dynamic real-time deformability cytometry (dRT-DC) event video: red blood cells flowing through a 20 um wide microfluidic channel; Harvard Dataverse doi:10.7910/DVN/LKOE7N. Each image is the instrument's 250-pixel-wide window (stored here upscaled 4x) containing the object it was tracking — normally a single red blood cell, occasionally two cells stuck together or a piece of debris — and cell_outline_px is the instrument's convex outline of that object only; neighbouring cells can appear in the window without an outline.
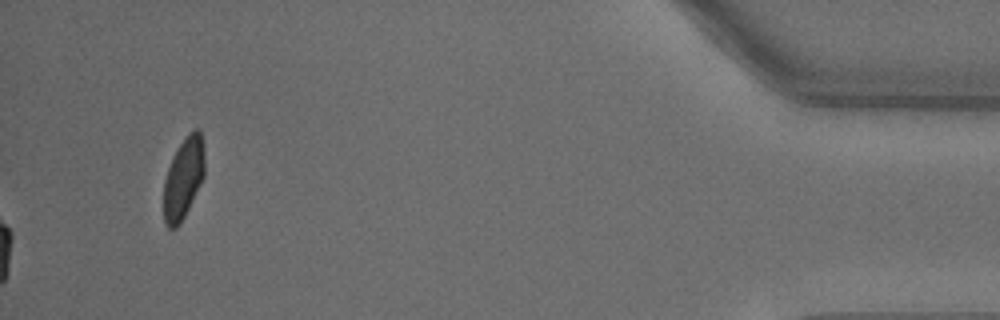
{"species": "common noctule bat (a hibernating species)", "species_latin": "Nyctalus noctula", "temperature_condition": "warm", "stored_images_in_passage": 37, "camera_frame_rate_fps": 3000, "um_per_image_px": 0.085, "animal": {"sex": "male", "body_mass_g": 18.8}, "frame": {"image": 1, "passage_image": 37, "time_ms": 12.0, "image_size_px": [1000, 320], "cell_outline_px": [[204, 176], [180, 224], [176, 228], [168, 228], [164, 224], [164, 180], [172, 156], [188, 132], [192, 128], [200, 128], [204, 148]], "centroid_in_image_um": [15.59, 15.11], "position_along_channel_um": 419.6, "area_um2": 19.42}}